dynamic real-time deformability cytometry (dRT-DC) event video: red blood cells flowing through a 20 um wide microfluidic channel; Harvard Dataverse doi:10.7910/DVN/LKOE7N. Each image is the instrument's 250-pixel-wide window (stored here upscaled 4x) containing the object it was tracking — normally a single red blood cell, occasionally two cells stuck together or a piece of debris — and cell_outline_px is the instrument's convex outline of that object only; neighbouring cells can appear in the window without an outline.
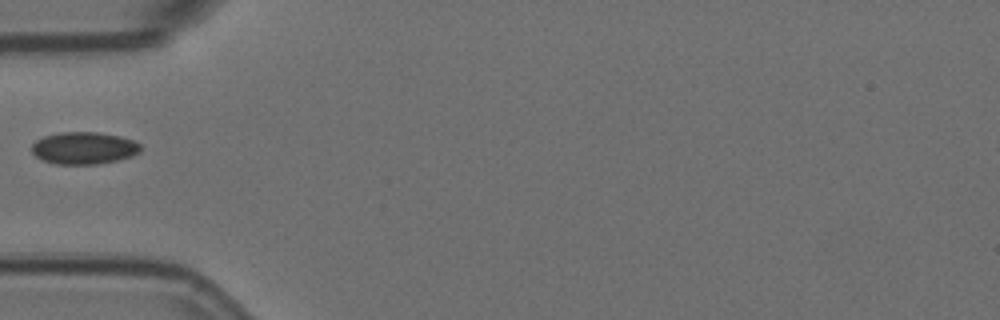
{"species": "Egyptian fruit bat (a non-hibernating species)", "species_latin": "Rousettus aegyptiacus", "temperature_condition": "room temperature", "stored_images_in_passage": 33, "camera_frame_rate_fps": 3000, "um_per_image_px": 0.085, "animal": {"sex": "female"}, "frame": {"image": 1, "passage_image": 1, "time_ms": 0.0, "image_size_px": [1000, 320], "cell_outline_px": [[140, 152], [132, 156], [100, 164], [56, 164], [44, 160], [36, 156], [32, 152], [32, 144], [36, 140], [44, 136], [60, 132], [96, 132], [120, 136], [132, 140], [140, 144]], "centroid_in_image_um": [7.13, 12.58], "position_along_channel_um": 77.9, "area_um2": 20.35}}
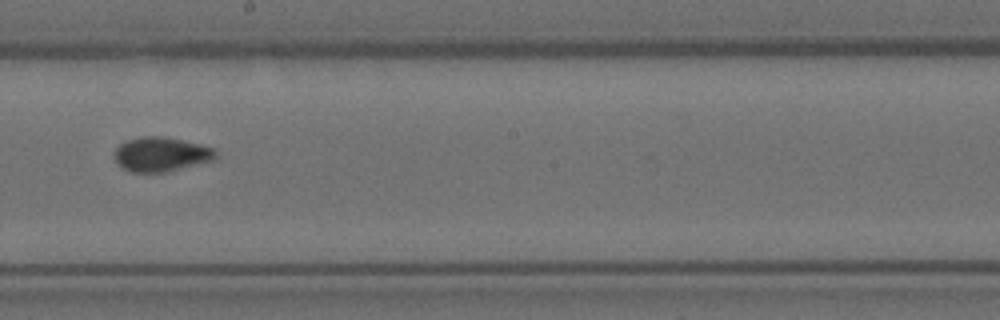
{"frame": {"image": 2, "passage_image": 14, "time_ms": 4.333, "image_size_px": [1000, 320], "cell_outline_px": [[216, 156], [212, 160], [164, 172], [132, 172], [124, 168], [116, 160], [116, 148], [120, 144], [128, 140], [140, 136], [160, 136], [200, 144], [216, 148]], "centroid_in_image_um": [13.71, 13.1], "position_along_channel_um": 234.5, "area_um2": 19.83}}
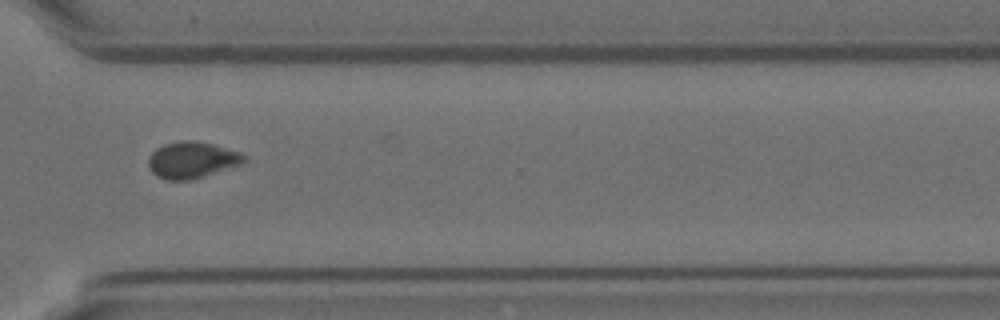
{"frame": {"image": 3, "passage_image": 24, "time_ms": 7.667, "image_size_px": [1000, 320], "cell_outline_px": [[248, 160], [240, 164], [188, 180], [168, 180], [156, 176], [152, 172], [148, 164], [148, 156], [156, 148], [164, 144], [180, 140], [196, 140], [212, 144], [240, 152]], "centroid_in_image_um": [16.27, 13.57], "position_along_channel_um": 354.3, "area_um2": 20.11}}